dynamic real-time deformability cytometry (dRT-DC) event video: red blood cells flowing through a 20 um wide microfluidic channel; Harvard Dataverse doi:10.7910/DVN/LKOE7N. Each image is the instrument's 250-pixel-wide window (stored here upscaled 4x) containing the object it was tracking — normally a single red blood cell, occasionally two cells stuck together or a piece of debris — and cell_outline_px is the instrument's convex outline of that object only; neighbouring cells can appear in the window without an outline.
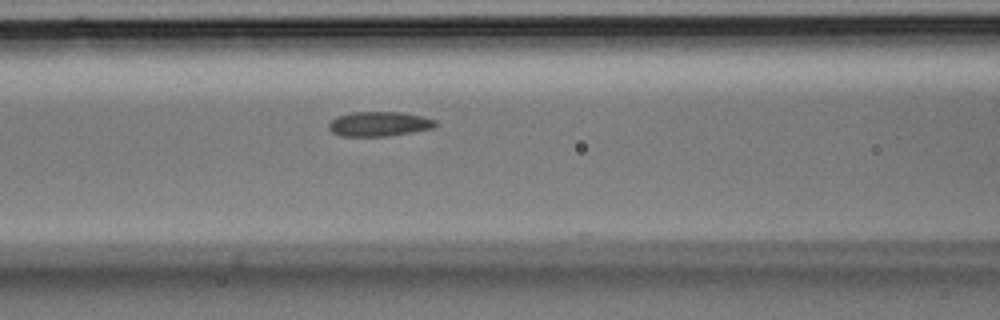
{"species": "Egyptian fruit bat (a non-hibernating species)", "species_latin": "Rousettus aegyptiacus", "temperature_condition": "room temperature", "stored_images_in_passage": 24, "camera_frame_rate_fps": 3000, "um_per_image_px": 0.085, "animal": {"sex": "male"}, "frame": {"image": 1, "passage_image": 5, "time_ms": 1.333, "image_size_px": [1000, 320], "cell_outline_px": [[436, 124], [432, 128], [388, 136], [340, 136], [332, 132], [328, 128], [328, 124], [336, 116], [352, 112], [400, 112], [420, 116], [436, 120]], "centroid_in_image_um": [32.17, 10.53], "position_along_channel_um": 134.4, "area_um2": 15.2}}
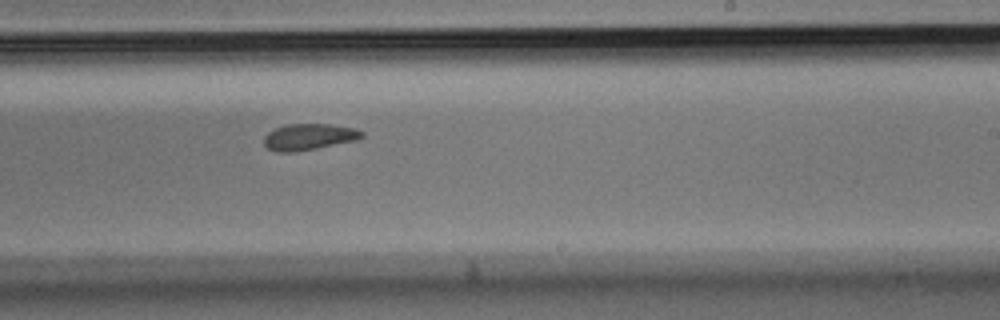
{"frame": {"image": 2, "passage_image": 12, "time_ms": 3.667, "image_size_px": [1000, 320], "cell_outline_px": [[364, 136], [356, 140], [316, 148], [292, 152], [276, 152], [268, 148], [264, 144], [264, 136], [268, 132], [276, 128], [288, 124], [328, 124], [356, 128], [364, 132]], "centroid_in_image_um": [26.26, 11.63], "position_along_channel_um": 262.7, "area_um2": 14.91}}
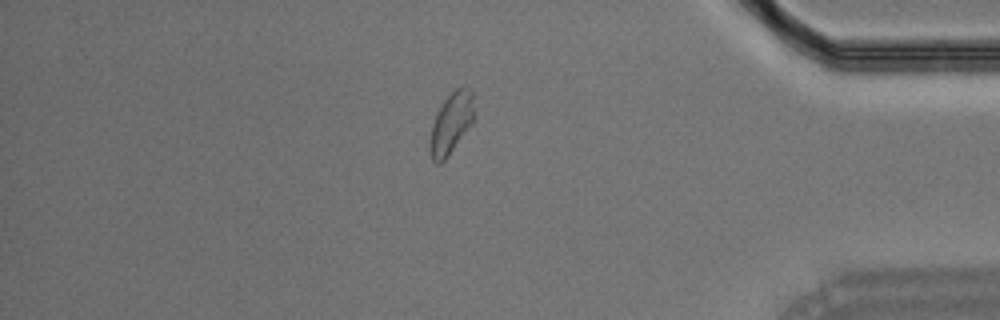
{"frame": {"image": 3, "passage_image": 21, "time_ms": 6.667, "image_size_px": [1000, 320], "cell_outline_px": [[472, 124], [444, 160], [440, 164], [436, 164], [432, 160], [428, 152], [428, 144], [432, 124], [444, 100], [456, 88], [464, 84], [472, 88]], "centroid_in_image_um": [38.31, 10.49], "position_along_channel_um": 396.9, "area_um2": 15.66}}